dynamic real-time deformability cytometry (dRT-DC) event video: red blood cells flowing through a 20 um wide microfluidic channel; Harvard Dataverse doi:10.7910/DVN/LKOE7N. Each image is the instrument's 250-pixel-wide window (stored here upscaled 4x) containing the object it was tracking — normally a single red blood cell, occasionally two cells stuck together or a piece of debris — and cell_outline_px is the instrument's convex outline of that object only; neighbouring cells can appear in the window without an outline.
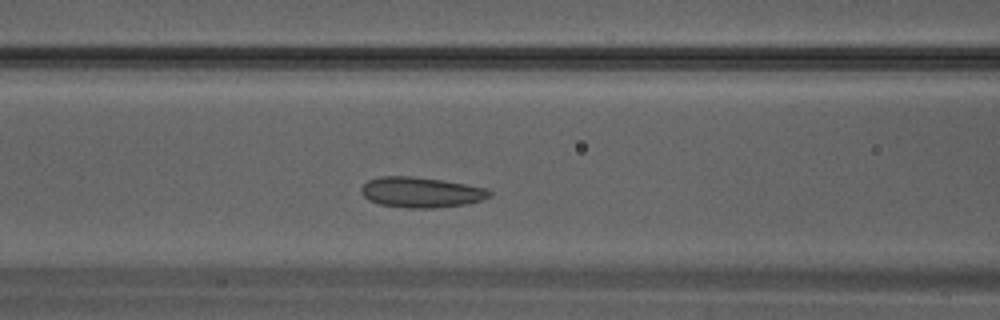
{"species": "Egyptian fruit bat (a non-hibernating species)", "species_latin": "Rousettus aegyptiacus", "temperature_condition": "warm", "stored_images_in_passage": 27, "camera_frame_rate_fps": 3000, "um_per_image_px": 0.085, "animal": {"sex": "male"}, "frame": {"image": 1, "passage_image": 8, "time_ms": 2.333, "image_size_px": [1000, 320], "cell_outline_px": [[492, 196], [468, 204], [432, 208], [408, 208], [380, 204], [368, 200], [360, 192], [360, 188], [368, 180], [380, 176], [412, 176], [440, 180], [488, 188], [492, 192]], "centroid_in_image_um": [35.79, 16.34], "position_along_channel_um": 130.8, "area_um2": 22.77}}
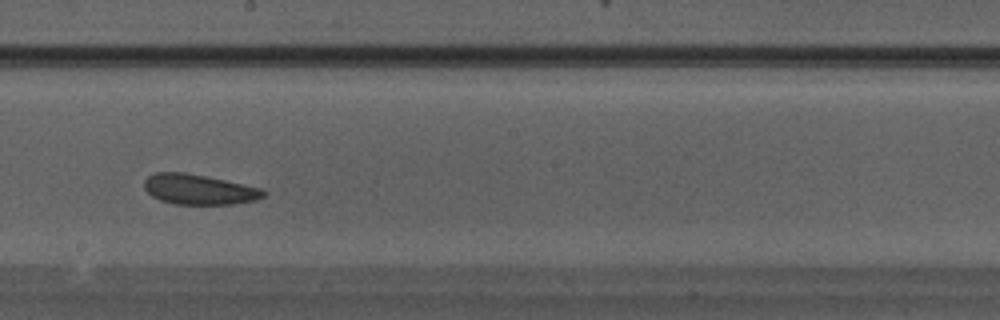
{"frame": {"image": 2, "passage_image": 13, "time_ms": 4.0, "image_size_px": [1000, 320], "cell_outline_px": [[268, 192], [264, 196], [256, 200], [232, 204], [172, 204], [160, 200], [152, 196], [144, 188], [144, 180], [148, 176], [156, 172], [184, 172], [264, 188]], "centroid_in_image_um": [16.92, 16.1], "position_along_channel_um": 231.3, "area_um2": 21.04}}
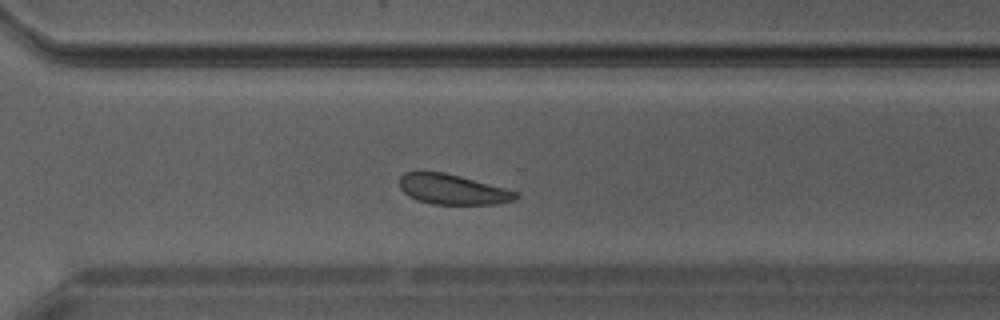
{"frame": {"image": 3, "passage_image": 18, "time_ms": 5.667, "image_size_px": [1000, 320], "cell_outline_px": [[520, 196], [516, 200], [496, 204], [432, 204], [416, 200], [408, 196], [400, 188], [400, 176], [404, 172], [444, 172], [460, 176], [520, 192]], "centroid_in_image_um": [38.5, 16.11], "position_along_channel_um": 332.1, "area_um2": 20.52}}